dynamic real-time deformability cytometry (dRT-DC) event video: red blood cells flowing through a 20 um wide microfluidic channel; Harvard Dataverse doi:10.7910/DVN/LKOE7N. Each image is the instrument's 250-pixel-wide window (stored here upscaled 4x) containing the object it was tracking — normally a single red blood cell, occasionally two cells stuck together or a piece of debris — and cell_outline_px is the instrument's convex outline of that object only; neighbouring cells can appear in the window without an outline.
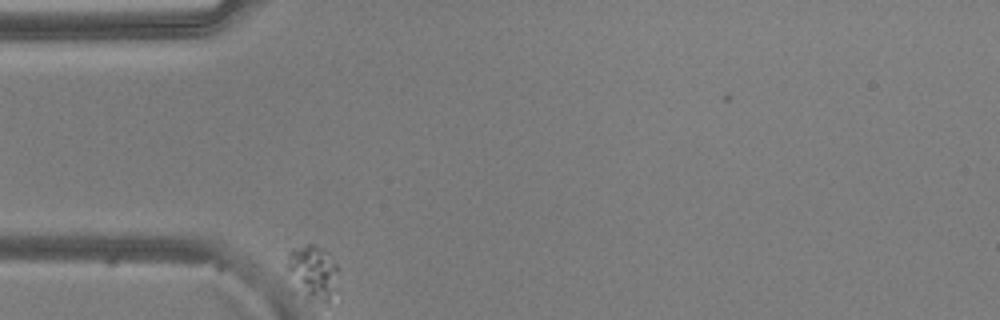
{"species": "common noctule bat (a hibernating species)", "species_latin": "Nyctalus noctula", "temperature_condition": "warm", "stored_images_in_passage": 37, "camera_frame_rate_fps": 3000, "um_per_image_px": 0.085, "animal": {"sex": "male", "body_mass_g": 20.5, "forearm_length_mm": 52.5}, "frame": {"image": 1, "passage_image": 1, "time_ms": 0.0, "image_size_px": [1000, 320], "cell_outline_px": [[340, 268], [328, 304], [304, 300], [288, 268], [288, 252], [292, 248], [308, 244], [312, 244], [324, 248]], "centroid_in_image_um": [26.63, 23.14], "position_along_channel_um": 58.4, "area_um2": 16.13}}
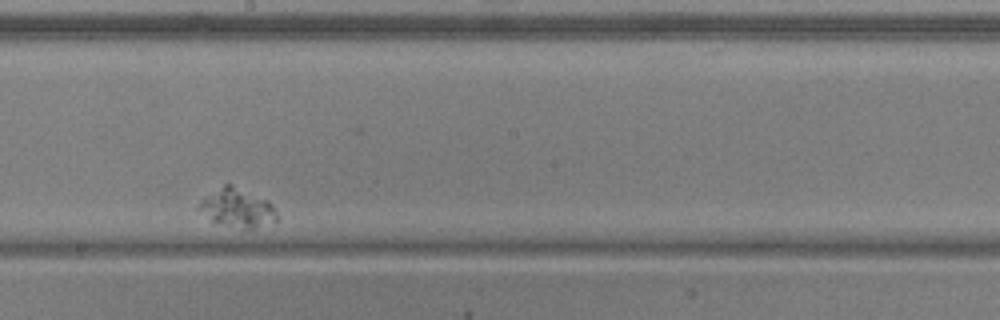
{"frame": {"image": 2, "passage_image": 22, "time_ms": 7.0, "image_size_px": [1000, 320], "cell_outline_px": [[280, 216], [276, 220], [252, 228], [244, 228], [224, 224], [212, 220], [196, 208], [200, 200], [224, 184], [232, 184], [268, 200], [276, 208]], "centroid_in_image_um": [20.19, 17.64], "position_along_channel_um": 228.0, "area_um2": 17.28}}
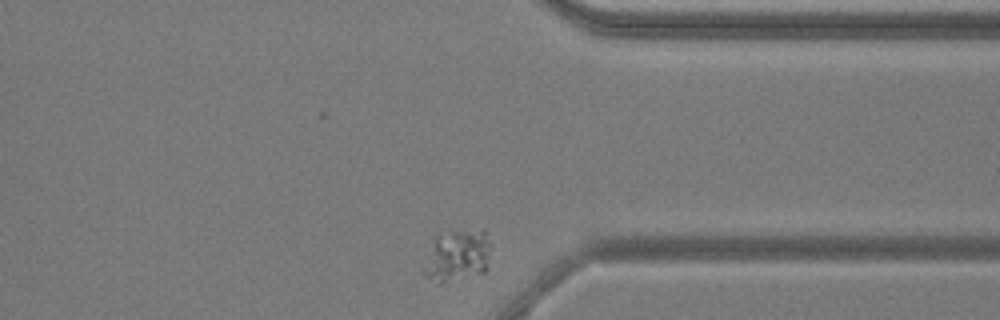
{"frame": {"image": 3, "passage_image": 37, "time_ms": 12.0, "image_size_px": [1000, 320], "cell_outline_px": [[492, 244], [484, 272], [440, 284], [436, 284], [424, 272], [432, 240], [436, 236], [448, 232], [484, 228]], "centroid_in_image_um": [38.92, 21.7], "position_along_channel_um": 372.5, "area_um2": 20.17}}